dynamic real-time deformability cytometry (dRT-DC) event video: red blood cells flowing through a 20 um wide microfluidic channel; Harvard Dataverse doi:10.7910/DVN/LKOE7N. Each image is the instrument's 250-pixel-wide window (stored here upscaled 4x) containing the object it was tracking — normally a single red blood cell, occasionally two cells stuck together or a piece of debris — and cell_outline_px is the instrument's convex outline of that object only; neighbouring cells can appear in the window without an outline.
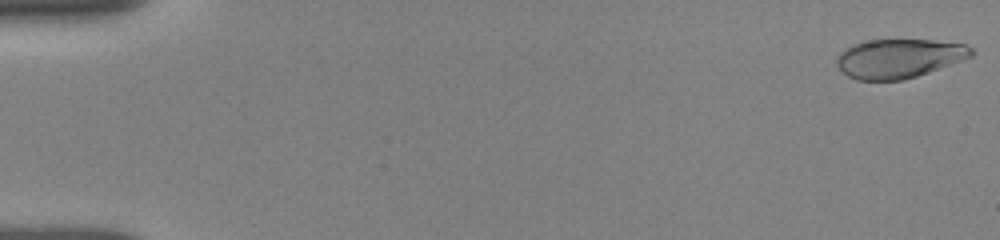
{"species": "human", "species_latin": "Homo sapiens", "temperature_condition": "room temperature", "stored_images_in_passage": 52, "camera_frame_rate_fps": 3000, "um_per_image_px": 0.085, "donor": {"sex": "female"}, "frame": {"image": 1, "passage_image": 1, "time_ms": 0.0, "image_size_px": [1000, 240], "cell_outline_px": [[976, 52], [972, 56], [928, 72], [904, 80], [856, 80], [848, 76], [836, 64], [836, 56], [844, 48], [852, 44], [868, 40], [932, 40], [964, 44], [972, 48]], "centroid_in_image_um": [76.38, 4.96], "position_along_channel_um": 8.6, "area_um2": 30.58}}
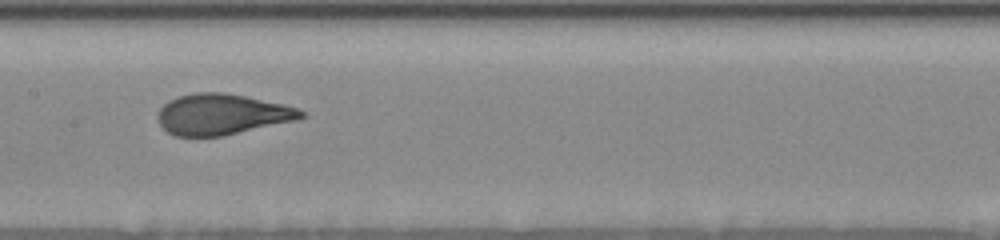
{"frame": {"image": 2, "passage_image": 27, "time_ms": 8.667, "image_size_px": [1000, 240], "cell_outline_px": [[308, 116], [296, 120], [224, 136], [176, 136], [168, 132], [160, 124], [156, 116], [160, 108], [168, 100], [180, 96], [196, 92], [224, 92], [284, 104], [296, 108], [304, 112]], "centroid_in_image_um": [18.86, 9.72], "position_along_channel_um": 188.5, "area_um2": 34.04}}
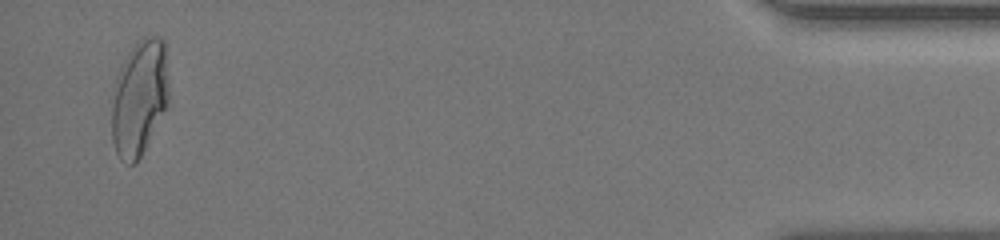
{"frame": {"image": 3, "passage_image": 51, "time_ms": 16.667, "image_size_px": [1000, 240], "cell_outline_px": [[168, 104], [136, 164], [128, 164], [120, 160], [116, 152], [112, 140], [112, 88], [128, 52], [144, 36], [160, 36], [164, 40], [168, 84]], "centroid_in_image_um": [11.83, 8.32], "position_along_channel_um": 423.4, "area_um2": 38.32}, "authors_computed_cell_mechanics": {"area_um2": 33.9864, "velocity_mm_per_s": 3.8532, "shape_relaxation_time_tau1_ms": 4.0904, "shape_relaxation_time_tau2_ms": null, "deformation_change_tau1": 0.1845, "deformation_change_tau2": null}}